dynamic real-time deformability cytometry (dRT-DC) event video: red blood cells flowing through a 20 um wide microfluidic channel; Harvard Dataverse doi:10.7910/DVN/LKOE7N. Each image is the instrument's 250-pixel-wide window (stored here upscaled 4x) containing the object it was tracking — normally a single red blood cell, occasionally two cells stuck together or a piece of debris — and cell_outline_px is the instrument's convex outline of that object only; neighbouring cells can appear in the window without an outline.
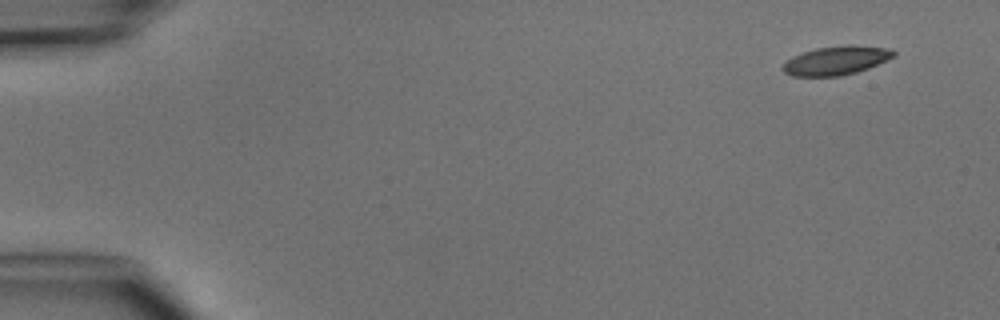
{"species": "common noctule bat (a hibernating species)", "species_latin": "Nyctalus noctula", "temperature_condition": "cold", "stored_images_in_passage": 6, "camera_frame_rate_fps": 3000, "um_per_image_px": 0.085, "animal": {"sex": "male", "body_mass_g": 15.6}, "frame": {"image": 1, "passage_image": 1, "time_ms": 0.0, "image_size_px": [1000, 320], "cell_outline_px": [[896, 56], [868, 68], [856, 72], [840, 76], [792, 76], [784, 72], [780, 68], [792, 56], [816, 48], [848, 44], [852, 44], [892, 48], [896, 52]], "centroid_in_image_um": [71.11, 5.13], "position_along_channel_um": 13.9, "area_um2": 18.79}}
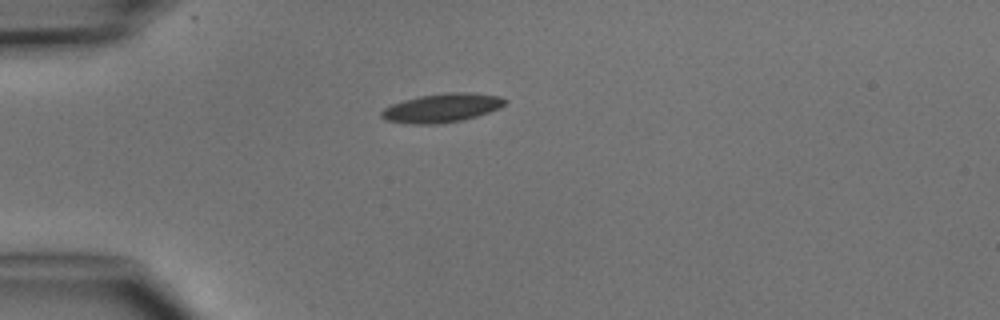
{"frame": {"image": 2, "passage_image": 4, "time_ms": 3.333, "image_size_px": [1000, 320], "cell_outline_px": [[508, 100], [500, 108], [476, 116], [460, 120], [440, 124], [404, 124], [384, 120], [380, 116], [380, 112], [384, 108], [392, 104], [404, 100], [420, 96], [444, 92], [472, 92], [500, 96]], "centroid_in_image_um": [37.53, 9.17], "position_along_channel_um": 47.5, "area_um2": 20.92}}